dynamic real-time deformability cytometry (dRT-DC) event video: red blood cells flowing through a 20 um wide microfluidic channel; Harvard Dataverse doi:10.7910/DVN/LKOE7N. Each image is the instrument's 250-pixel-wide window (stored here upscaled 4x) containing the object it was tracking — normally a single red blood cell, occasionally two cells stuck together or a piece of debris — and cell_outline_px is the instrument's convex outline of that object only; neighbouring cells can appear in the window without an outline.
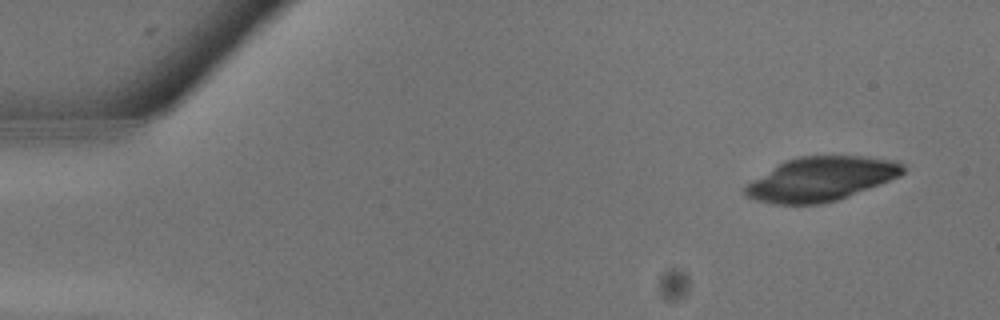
{"species": "common noctule bat (a hibernating species)", "species_latin": "Nyctalus noctula", "temperature_condition": "warm", "stored_images_in_passage": 8, "camera_frame_rate_fps": 3000, "um_per_image_px": 0.085, "animal": {"sex": "male", "body_mass_g": 13.3}, "frame": {"image": 1, "passage_image": 2, "time_ms": 0.333, "image_size_px": [1000, 320], "cell_outline_px": [[904, 172], [900, 176], [848, 196], [836, 200], [820, 204], [776, 204], [756, 200], [748, 196], [744, 192], [744, 188], [752, 180], [784, 160], [800, 156], [860, 156], [896, 160], [904, 164]], "centroid_in_image_um": [69.79, 15.2], "position_along_channel_um": 15.2, "area_um2": 40.23}}